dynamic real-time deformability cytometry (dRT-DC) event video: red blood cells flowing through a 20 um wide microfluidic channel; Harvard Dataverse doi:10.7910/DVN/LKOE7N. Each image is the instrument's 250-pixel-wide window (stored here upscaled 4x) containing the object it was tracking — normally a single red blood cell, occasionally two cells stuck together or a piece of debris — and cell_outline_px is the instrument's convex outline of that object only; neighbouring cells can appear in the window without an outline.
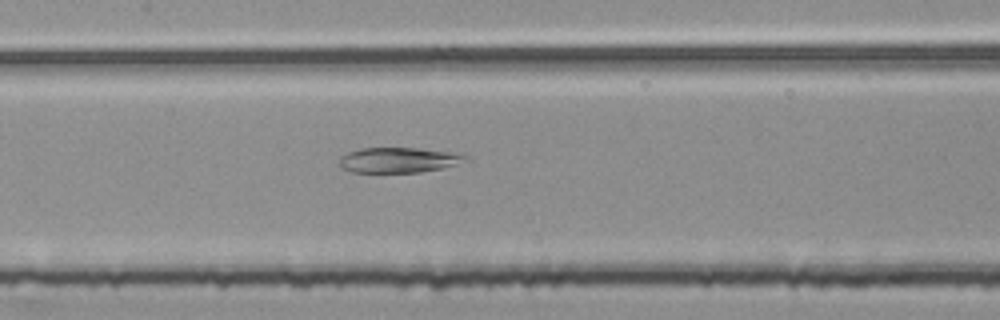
{"species": "common noctule bat (a hibernating species)", "species_latin": "Nyctalus noctula", "temperature_condition": "room temperature", "stored_images_in_passage": 54, "camera_frame_rate_fps": 3000, "um_per_image_px": 0.085, "animal": {"sex": "female", "body_mass_g": 25.1}, "frame": {"image": 1, "passage_image": 26, "time_ms": 8.333, "image_size_px": [1000, 320], "cell_outline_px": [[468, 156], [456, 164], [440, 168], [420, 172], [352, 172], [340, 168], [340, 160], [348, 152], [360, 148], [416, 148], [464, 152]], "centroid_in_image_um": [33.91, 13.59], "position_along_channel_um": 173.5, "area_um2": 18.5}}
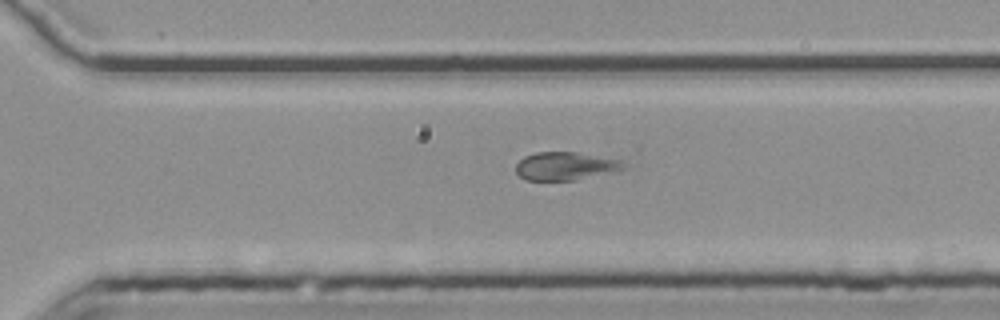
{"frame": {"image": 2, "passage_image": 38, "time_ms": 12.333, "image_size_px": [1000, 320], "cell_outline_px": [[628, 164], [620, 172], [576, 180], [524, 180], [516, 172], [516, 164], [524, 156], [536, 152], [576, 152], [628, 160]], "centroid_in_image_um": [48.19, 14.12], "position_along_channel_um": 322.4, "area_um2": 18.32}}
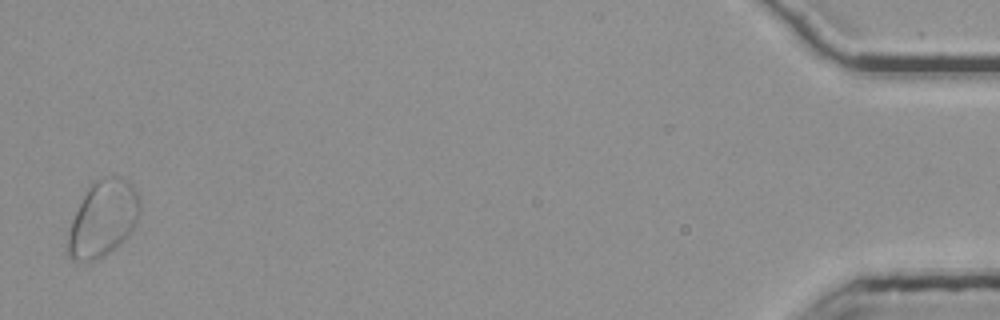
{"frame": {"image": 3, "passage_image": 54, "time_ms": 17.667, "image_size_px": [1000, 320], "cell_outline_px": [[140, 212], [136, 224], [124, 240], [104, 256], [96, 260], [72, 260], [68, 256], [68, 232], [72, 220], [88, 188], [96, 180], [104, 176], [124, 176], [132, 184], [140, 200]], "centroid_in_image_um": [8.78, 18.56], "position_along_channel_um": 426.4, "area_um2": 31.73}, "authors_computed_cell_mechanics": {"area_um2": 28.3798, "velocity_mm_per_s": 3.7437, "shape_relaxation_time_tau1_ms": null, "shape_relaxation_time_tau2_ms": 4.9675, "deformation_change_tau1": null, "deformation_change_tau2": 0.1149}}